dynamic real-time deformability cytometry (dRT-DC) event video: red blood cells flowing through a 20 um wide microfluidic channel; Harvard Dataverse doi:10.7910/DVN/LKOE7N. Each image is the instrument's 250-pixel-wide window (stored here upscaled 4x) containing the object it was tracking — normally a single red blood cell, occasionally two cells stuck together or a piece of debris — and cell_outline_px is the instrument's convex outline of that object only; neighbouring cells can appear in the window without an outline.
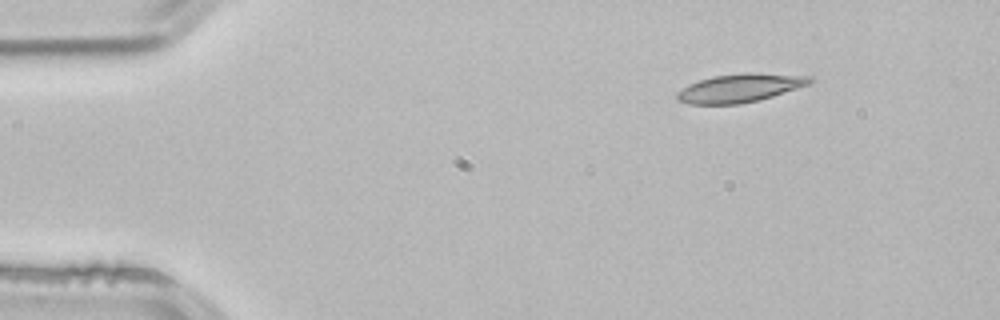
{"species": "common noctule bat (a hibernating species)", "species_latin": "Nyctalus noctula", "temperature_condition": "room temperature", "stored_images_in_passage": 3, "camera_frame_rate_fps": 3000, "um_per_image_px": 0.085, "animal": {"sex": "male", "body_mass_g": 21.5, "forearm_length_mm": 52.0}, "frame": {"image": 1, "passage_image": 1, "time_ms": 0.0, "image_size_px": [1000, 320], "cell_outline_px": [[816, 80], [808, 84], [772, 96], [740, 104], [688, 104], [676, 100], [676, 92], [688, 84], [712, 76], [744, 72], [752, 72], [812, 76]], "centroid_in_image_um": [62.87, 7.47], "position_along_channel_um": 22.1, "area_um2": 22.08}}
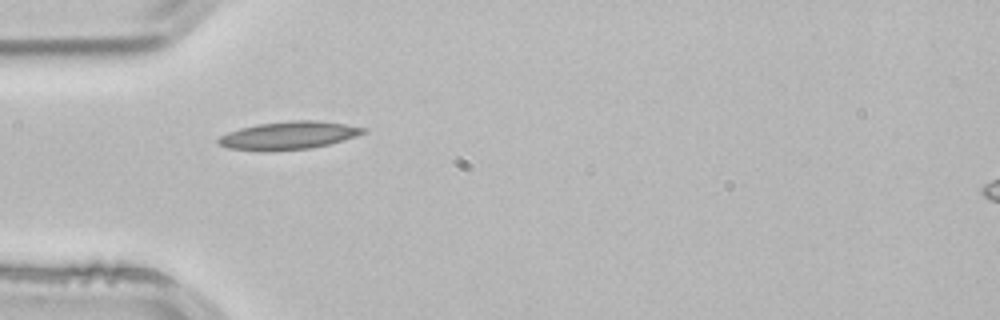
{"frame": {"image": 2, "passage_image": 3, "time_ms": 0.667, "image_size_px": [1000, 320], "cell_outline_px": [[368, 132], [356, 136], [328, 144], [312, 148], [228, 148], [220, 144], [216, 140], [220, 136], [228, 132], [240, 128], [256, 124], [288, 120], [316, 120], [344, 124], [368, 128]], "centroid_in_image_um": [24.62, 11.45], "position_along_channel_um": 60.4, "area_um2": 22.6}}